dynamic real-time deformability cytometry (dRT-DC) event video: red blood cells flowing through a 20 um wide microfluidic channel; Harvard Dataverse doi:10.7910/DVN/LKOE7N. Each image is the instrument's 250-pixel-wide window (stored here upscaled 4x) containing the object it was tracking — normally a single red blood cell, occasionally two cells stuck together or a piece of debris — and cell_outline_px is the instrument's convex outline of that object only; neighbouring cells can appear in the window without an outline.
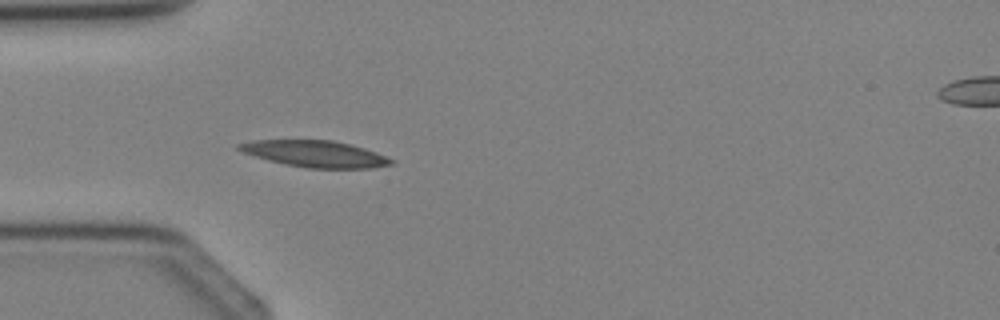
{"species": "Egyptian fruit bat (a non-hibernating species)", "species_latin": "Rousettus aegyptiacus", "temperature_condition": "cold", "stored_images_in_passage": 4, "camera_frame_rate_fps": 3000, "um_per_image_px": 0.085, "animal": {"sex": "female"}, "frame": {"image": 1, "passage_image": 4, "time_ms": 3.333, "image_size_px": [1000, 320], "cell_outline_px": [[396, 160], [392, 164], [372, 168], [308, 168], [268, 160], [244, 152], [236, 148], [236, 144], [252, 140], [332, 140], [364, 148], [376, 152]], "centroid_in_image_um": [26.81, 13.07], "position_along_channel_um": 58.2, "area_um2": 23.29}}